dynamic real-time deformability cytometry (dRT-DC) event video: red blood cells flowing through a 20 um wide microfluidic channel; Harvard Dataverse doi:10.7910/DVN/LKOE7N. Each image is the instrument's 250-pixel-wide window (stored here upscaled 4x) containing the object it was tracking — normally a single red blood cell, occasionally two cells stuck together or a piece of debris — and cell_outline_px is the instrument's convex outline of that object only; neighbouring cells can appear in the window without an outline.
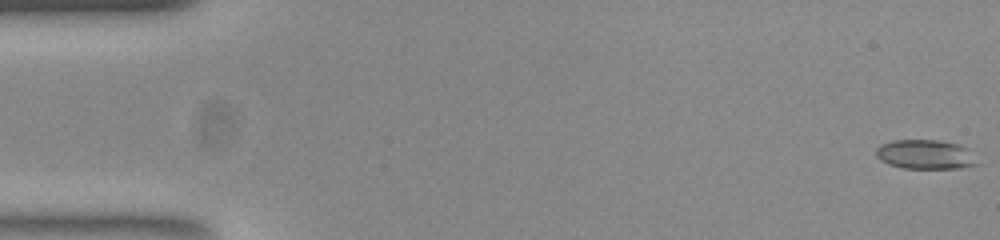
{"species": "common noctule bat (a hibernating species)", "species_latin": "Nyctalus noctula", "temperature_condition": "room temperature", "stored_images_in_passage": 53, "camera_frame_rate_fps": 3000, "um_per_image_px": 0.085, "animal": {"sex": "female", "body_mass_g": 23.0, "forearm_length_mm": 53.4}, "frame": {"image": 1, "passage_image": 1, "time_ms": 0.0, "image_size_px": [1000, 240], "cell_outline_px": [[980, 164], [960, 168], [904, 168], [888, 164], [880, 160], [876, 156], [876, 148], [880, 144], [892, 140], [940, 140], [960, 144], [968, 148]], "centroid_in_image_um": [78.67, 13.12], "position_along_channel_um": 6.3, "area_um2": 17.51}}
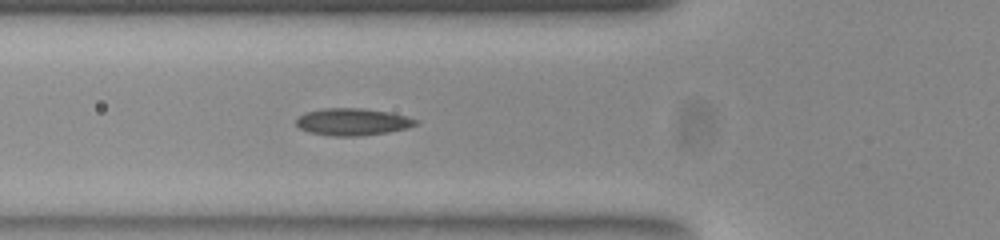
{"frame": {"image": 2, "passage_image": 19, "time_ms": 6.0, "image_size_px": [1000, 240], "cell_outline_px": [[420, 124], [408, 128], [388, 132], [360, 136], [332, 136], [308, 132], [300, 128], [296, 124], [296, 120], [300, 116], [308, 112], [324, 108], [360, 108], [388, 112], [420, 120]], "centroid_in_image_um": [30.01, 10.37], "position_along_channel_um": 95.8, "area_um2": 18.84}}
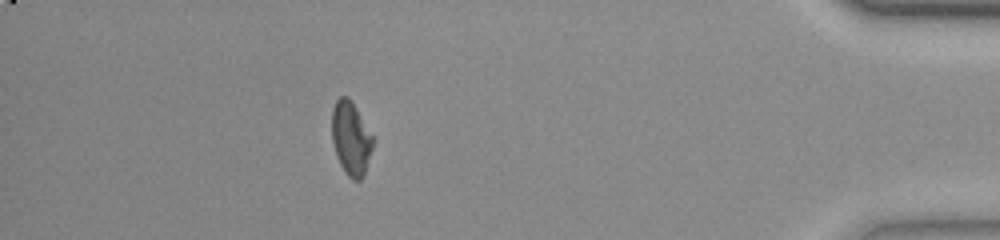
{"frame": {"image": 3, "passage_image": 47, "time_ms": 15.333, "image_size_px": [1000, 240], "cell_outline_px": [[372, 148], [364, 176], [360, 180], [352, 180], [344, 172], [336, 156], [332, 140], [332, 108], [336, 100], [340, 96], [348, 96], [352, 100], [372, 136]], "centroid_in_image_um": [29.8, 11.76], "position_along_channel_um": 405.4, "area_um2": 17.57}, "authors_computed_cell_mechanics": {"area_um2": 17.8024, "velocity_mm_per_s": 3.8828, "shape_relaxation_time_tau1_ms": null, "shape_relaxation_time_tau2_ms": 2.2416, "deformation_change_tau1": null, "deformation_change_tau2": 0.0706}}